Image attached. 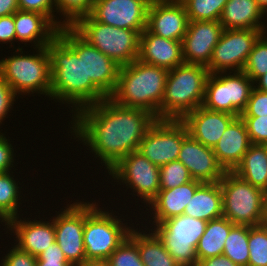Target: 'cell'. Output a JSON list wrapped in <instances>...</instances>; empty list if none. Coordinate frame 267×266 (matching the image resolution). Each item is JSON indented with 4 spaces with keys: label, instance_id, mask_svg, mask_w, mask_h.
Instances as JSON below:
<instances>
[{
    "label": "cell",
    "instance_id": "5b68a950",
    "mask_svg": "<svg viewBox=\"0 0 267 266\" xmlns=\"http://www.w3.org/2000/svg\"><path fill=\"white\" fill-rule=\"evenodd\" d=\"M36 54H25L18 46L13 55L0 60V76L19 97L34 93L49 97L51 93L50 57L46 47L34 48ZM16 52V53H15ZM15 53V54H14Z\"/></svg>",
    "mask_w": 267,
    "mask_h": 266
},
{
    "label": "cell",
    "instance_id": "8992f818",
    "mask_svg": "<svg viewBox=\"0 0 267 266\" xmlns=\"http://www.w3.org/2000/svg\"><path fill=\"white\" fill-rule=\"evenodd\" d=\"M99 206L96 200L85 201L83 241L87 261H106L132 228L122 215L118 217L113 210L109 212Z\"/></svg>",
    "mask_w": 267,
    "mask_h": 266
},
{
    "label": "cell",
    "instance_id": "ab89813d",
    "mask_svg": "<svg viewBox=\"0 0 267 266\" xmlns=\"http://www.w3.org/2000/svg\"><path fill=\"white\" fill-rule=\"evenodd\" d=\"M241 118L246 125L251 143L267 145V115Z\"/></svg>",
    "mask_w": 267,
    "mask_h": 266
},
{
    "label": "cell",
    "instance_id": "2e32d148",
    "mask_svg": "<svg viewBox=\"0 0 267 266\" xmlns=\"http://www.w3.org/2000/svg\"><path fill=\"white\" fill-rule=\"evenodd\" d=\"M189 18L180 0H153L147 12L146 29L159 37L182 41Z\"/></svg>",
    "mask_w": 267,
    "mask_h": 266
},
{
    "label": "cell",
    "instance_id": "44dd1931",
    "mask_svg": "<svg viewBox=\"0 0 267 266\" xmlns=\"http://www.w3.org/2000/svg\"><path fill=\"white\" fill-rule=\"evenodd\" d=\"M138 60L167 70L184 63L181 41L159 37L145 29L139 37Z\"/></svg>",
    "mask_w": 267,
    "mask_h": 266
},
{
    "label": "cell",
    "instance_id": "4dcf8cb0",
    "mask_svg": "<svg viewBox=\"0 0 267 266\" xmlns=\"http://www.w3.org/2000/svg\"><path fill=\"white\" fill-rule=\"evenodd\" d=\"M13 174V171L0 173V223L2 225H5L10 219L18 217L21 213L19 210L22 211L20 208L21 201H24L21 200L23 198L22 187L18 186Z\"/></svg>",
    "mask_w": 267,
    "mask_h": 266
},
{
    "label": "cell",
    "instance_id": "277c9868",
    "mask_svg": "<svg viewBox=\"0 0 267 266\" xmlns=\"http://www.w3.org/2000/svg\"><path fill=\"white\" fill-rule=\"evenodd\" d=\"M208 76L205 66L185 62L169 70L159 119L182 120L202 106Z\"/></svg>",
    "mask_w": 267,
    "mask_h": 266
},
{
    "label": "cell",
    "instance_id": "d590c367",
    "mask_svg": "<svg viewBox=\"0 0 267 266\" xmlns=\"http://www.w3.org/2000/svg\"><path fill=\"white\" fill-rule=\"evenodd\" d=\"M243 72L253 82L267 73V39L263 35L254 43Z\"/></svg>",
    "mask_w": 267,
    "mask_h": 266
},
{
    "label": "cell",
    "instance_id": "9a60e30c",
    "mask_svg": "<svg viewBox=\"0 0 267 266\" xmlns=\"http://www.w3.org/2000/svg\"><path fill=\"white\" fill-rule=\"evenodd\" d=\"M151 0H94L91 16L98 22L141 34Z\"/></svg>",
    "mask_w": 267,
    "mask_h": 266
},
{
    "label": "cell",
    "instance_id": "4316f807",
    "mask_svg": "<svg viewBox=\"0 0 267 266\" xmlns=\"http://www.w3.org/2000/svg\"><path fill=\"white\" fill-rule=\"evenodd\" d=\"M183 214L207 222L222 217L223 203L220 183H202L196 189Z\"/></svg>",
    "mask_w": 267,
    "mask_h": 266
},
{
    "label": "cell",
    "instance_id": "f5cc1de1",
    "mask_svg": "<svg viewBox=\"0 0 267 266\" xmlns=\"http://www.w3.org/2000/svg\"><path fill=\"white\" fill-rule=\"evenodd\" d=\"M82 266H110L106 261H87Z\"/></svg>",
    "mask_w": 267,
    "mask_h": 266
},
{
    "label": "cell",
    "instance_id": "ffe728a7",
    "mask_svg": "<svg viewBox=\"0 0 267 266\" xmlns=\"http://www.w3.org/2000/svg\"><path fill=\"white\" fill-rule=\"evenodd\" d=\"M235 118L236 116L230 113L211 111L200 106L188 113L182 121L194 139L213 148Z\"/></svg>",
    "mask_w": 267,
    "mask_h": 266
},
{
    "label": "cell",
    "instance_id": "603a6c76",
    "mask_svg": "<svg viewBox=\"0 0 267 266\" xmlns=\"http://www.w3.org/2000/svg\"><path fill=\"white\" fill-rule=\"evenodd\" d=\"M252 145L241 117H236L225 129L213 151L226 172H233Z\"/></svg>",
    "mask_w": 267,
    "mask_h": 266
},
{
    "label": "cell",
    "instance_id": "83f0119b",
    "mask_svg": "<svg viewBox=\"0 0 267 266\" xmlns=\"http://www.w3.org/2000/svg\"><path fill=\"white\" fill-rule=\"evenodd\" d=\"M145 227L147 229L144 228L145 231L143 229L141 231L140 226L138 229L132 225L128 235L137 245L140 259L144 266H181L168 253L163 242L156 233L146 225Z\"/></svg>",
    "mask_w": 267,
    "mask_h": 266
},
{
    "label": "cell",
    "instance_id": "f1b7e54d",
    "mask_svg": "<svg viewBox=\"0 0 267 266\" xmlns=\"http://www.w3.org/2000/svg\"><path fill=\"white\" fill-rule=\"evenodd\" d=\"M233 173L251 185L267 191V145L252 144Z\"/></svg>",
    "mask_w": 267,
    "mask_h": 266
},
{
    "label": "cell",
    "instance_id": "30bf717a",
    "mask_svg": "<svg viewBox=\"0 0 267 266\" xmlns=\"http://www.w3.org/2000/svg\"><path fill=\"white\" fill-rule=\"evenodd\" d=\"M253 88L254 82L243 71L209 74L202 106L240 117Z\"/></svg>",
    "mask_w": 267,
    "mask_h": 266
},
{
    "label": "cell",
    "instance_id": "11a10c76",
    "mask_svg": "<svg viewBox=\"0 0 267 266\" xmlns=\"http://www.w3.org/2000/svg\"><path fill=\"white\" fill-rule=\"evenodd\" d=\"M256 2L262 9L267 5V0H256Z\"/></svg>",
    "mask_w": 267,
    "mask_h": 266
},
{
    "label": "cell",
    "instance_id": "836d02e7",
    "mask_svg": "<svg viewBox=\"0 0 267 266\" xmlns=\"http://www.w3.org/2000/svg\"><path fill=\"white\" fill-rule=\"evenodd\" d=\"M57 14L63 16L62 27H72L79 19L89 16L94 0H55Z\"/></svg>",
    "mask_w": 267,
    "mask_h": 266
},
{
    "label": "cell",
    "instance_id": "c3c4849f",
    "mask_svg": "<svg viewBox=\"0 0 267 266\" xmlns=\"http://www.w3.org/2000/svg\"><path fill=\"white\" fill-rule=\"evenodd\" d=\"M18 10V0H0V17L14 14Z\"/></svg>",
    "mask_w": 267,
    "mask_h": 266
},
{
    "label": "cell",
    "instance_id": "e0dca14e",
    "mask_svg": "<svg viewBox=\"0 0 267 266\" xmlns=\"http://www.w3.org/2000/svg\"><path fill=\"white\" fill-rule=\"evenodd\" d=\"M223 30L220 21H189L181 41L184 62L207 67Z\"/></svg>",
    "mask_w": 267,
    "mask_h": 266
},
{
    "label": "cell",
    "instance_id": "d6986e66",
    "mask_svg": "<svg viewBox=\"0 0 267 266\" xmlns=\"http://www.w3.org/2000/svg\"><path fill=\"white\" fill-rule=\"evenodd\" d=\"M21 216L10 219L5 225V229L11 232L10 235H15L16 246L37 257L45 249H47L55 241V228L51 216V220L45 221L42 219L31 221L30 217L26 220ZM29 219V220H28ZM13 233V234H12Z\"/></svg>",
    "mask_w": 267,
    "mask_h": 266
},
{
    "label": "cell",
    "instance_id": "d4e9b609",
    "mask_svg": "<svg viewBox=\"0 0 267 266\" xmlns=\"http://www.w3.org/2000/svg\"><path fill=\"white\" fill-rule=\"evenodd\" d=\"M14 23L15 42L19 41L25 46L30 42L34 48L46 47L57 36L59 30L45 15L32 11H16Z\"/></svg>",
    "mask_w": 267,
    "mask_h": 266
},
{
    "label": "cell",
    "instance_id": "ee69618b",
    "mask_svg": "<svg viewBox=\"0 0 267 266\" xmlns=\"http://www.w3.org/2000/svg\"><path fill=\"white\" fill-rule=\"evenodd\" d=\"M14 149L10 139L6 138L5 133L0 131V173L12 171L16 159ZM15 160V161H14Z\"/></svg>",
    "mask_w": 267,
    "mask_h": 266
},
{
    "label": "cell",
    "instance_id": "9f6ffc18",
    "mask_svg": "<svg viewBox=\"0 0 267 266\" xmlns=\"http://www.w3.org/2000/svg\"><path fill=\"white\" fill-rule=\"evenodd\" d=\"M262 35L267 39V25L263 28Z\"/></svg>",
    "mask_w": 267,
    "mask_h": 266
},
{
    "label": "cell",
    "instance_id": "f6af8a7d",
    "mask_svg": "<svg viewBox=\"0 0 267 266\" xmlns=\"http://www.w3.org/2000/svg\"><path fill=\"white\" fill-rule=\"evenodd\" d=\"M15 40L16 33L14 14L0 17V43L8 44L9 42V45L12 48V45L15 43Z\"/></svg>",
    "mask_w": 267,
    "mask_h": 266
},
{
    "label": "cell",
    "instance_id": "4fadbf2b",
    "mask_svg": "<svg viewBox=\"0 0 267 266\" xmlns=\"http://www.w3.org/2000/svg\"><path fill=\"white\" fill-rule=\"evenodd\" d=\"M262 35L258 29H224L206 67L209 74L241 72L254 43Z\"/></svg>",
    "mask_w": 267,
    "mask_h": 266
},
{
    "label": "cell",
    "instance_id": "74e56055",
    "mask_svg": "<svg viewBox=\"0 0 267 266\" xmlns=\"http://www.w3.org/2000/svg\"><path fill=\"white\" fill-rule=\"evenodd\" d=\"M106 262L110 266H144L138 247L129 236L112 252Z\"/></svg>",
    "mask_w": 267,
    "mask_h": 266
},
{
    "label": "cell",
    "instance_id": "681fc988",
    "mask_svg": "<svg viewBox=\"0 0 267 266\" xmlns=\"http://www.w3.org/2000/svg\"><path fill=\"white\" fill-rule=\"evenodd\" d=\"M36 266H72L67 260H37Z\"/></svg>",
    "mask_w": 267,
    "mask_h": 266
},
{
    "label": "cell",
    "instance_id": "60d3db41",
    "mask_svg": "<svg viewBox=\"0 0 267 266\" xmlns=\"http://www.w3.org/2000/svg\"><path fill=\"white\" fill-rule=\"evenodd\" d=\"M267 115V92L253 88L245 109L240 117H258Z\"/></svg>",
    "mask_w": 267,
    "mask_h": 266
},
{
    "label": "cell",
    "instance_id": "db71d44e",
    "mask_svg": "<svg viewBox=\"0 0 267 266\" xmlns=\"http://www.w3.org/2000/svg\"><path fill=\"white\" fill-rule=\"evenodd\" d=\"M262 16H263V28L265 27V25H267V18L264 19V16L266 17L267 16V5L262 9ZM265 20V21H264ZM266 23V24H265Z\"/></svg>",
    "mask_w": 267,
    "mask_h": 266
},
{
    "label": "cell",
    "instance_id": "7dc6e473",
    "mask_svg": "<svg viewBox=\"0 0 267 266\" xmlns=\"http://www.w3.org/2000/svg\"><path fill=\"white\" fill-rule=\"evenodd\" d=\"M197 266H239L233 263L228 257L221 254L219 256L209 257L199 260Z\"/></svg>",
    "mask_w": 267,
    "mask_h": 266
},
{
    "label": "cell",
    "instance_id": "e575fe53",
    "mask_svg": "<svg viewBox=\"0 0 267 266\" xmlns=\"http://www.w3.org/2000/svg\"><path fill=\"white\" fill-rule=\"evenodd\" d=\"M248 266H267V227L249 226Z\"/></svg>",
    "mask_w": 267,
    "mask_h": 266
},
{
    "label": "cell",
    "instance_id": "b9f144b4",
    "mask_svg": "<svg viewBox=\"0 0 267 266\" xmlns=\"http://www.w3.org/2000/svg\"><path fill=\"white\" fill-rule=\"evenodd\" d=\"M9 249H11L9 251ZM1 259L0 266H36L37 257L19 249L15 244Z\"/></svg>",
    "mask_w": 267,
    "mask_h": 266
},
{
    "label": "cell",
    "instance_id": "ba28073f",
    "mask_svg": "<svg viewBox=\"0 0 267 266\" xmlns=\"http://www.w3.org/2000/svg\"><path fill=\"white\" fill-rule=\"evenodd\" d=\"M206 225L207 221L182 214L155 224L152 230L181 266H197L196 248Z\"/></svg>",
    "mask_w": 267,
    "mask_h": 266
},
{
    "label": "cell",
    "instance_id": "1f68e13d",
    "mask_svg": "<svg viewBox=\"0 0 267 266\" xmlns=\"http://www.w3.org/2000/svg\"><path fill=\"white\" fill-rule=\"evenodd\" d=\"M249 226L235 224L225 239L223 255L239 266H248Z\"/></svg>",
    "mask_w": 267,
    "mask_h": 266
},
{
    "label": "cell",
    "instance_id": "cb8c5ba5",
    "mask_svg": "<svg viewBox=\"0 0 267 266\" xmlns=\"http://www.w3.org/2000/svg\"><path fill=\"white\" fill-rule=\"evenodd\" d=\"M120 67L84 40L85 81H91L107 98L115 91Z\"/></svg>",
    "mask_w": 267,
    "mask_h": 266
},
{
    "label": "cell",
    "instance_id": "7a4b0ae2",
    "mask_svg": "<svg viewBox=\"0 0 267 266\" xmlns=\"http://www.w3.org/2000/svg\"><path fill=\"white\" fill-rule=\"evenodd\" d=\"M46 49L50 57V98L71 106V117L107 98L91 81H85L84 39L72 27L60 28Z\"/></svg>",
    "mask_w": 267,
    "mask_h": 266
},
{
    "label": "cell",
    "instance_id": "9c48e42d",
    "mask_svg": "<svg viewBox=\"0 0 267 266\" xmlns=\"http://www.w3.org/2000/svg\"><path fill=\"white\" fill-rule=\"evenodd\" d=\"M219 183L222 190L223 216L233 224L260 225L264 191L233 172H226Z\"/></svg>",
    "mask_w": 267,
    "mask_h": 266
},
{
    "label": "cell",
    "instance_id": "7c38bea8",
    "mask_svg": "<svg viewBox=\"0 0 267 266\" xmlns=\"http://www.w3.org/2000/svg\"><path fill=\"white\" fill-rule=\"evenodd\" d=\"M188 134L182 120L157 119L141 140L138 152L158 167L178 160V155Z\"/></svg>",
    "mask_w": 267,
    "mask_h": 266
},
{
    "label": "cell",
    "instance_id": "ac0fdd59",
    "mask_svg": "<svg viewBox=\"0 0 267 266\" xmlns=\"http://www.w3.org/2000/svg\"><path fill=\"white\" fill-rule=\"evenodd\" d=\"M178 160L189 170L194 180L203 183H217L226 173L213 148L198 142L189 133L184 137Z\"/></svg>",
    "mask_w": 267,
    "mask_h": 266
},
{
    "label": "cell",
    "instance_id": "f35d334b",
    "mask_svg": "<svg viewBox=\"0 0 267 266\" xmlns=\"http://www.w3.org/2000/svg\"><path fill=\"white\" fill-rule=\"evenodd\" d=\"M19 10L38 12L45 15L58 29L62 22L54 14L56 12L55 0H18ZM57 19V20H56Z\"/></svg>",
    "mask_w": 267,
    "mask_h": 266
},
{
    "label": "cell",
    "instance_id": "bcb514c9",
    "mask_svg": "<svg viewBox=\"0 0 267 266\" xmlns=\"http://www.w3.org/2000/svg\"><path fill=\"white\" fill-rule=\"evenodd\" d=\"M37 260H67L62 249L54 242L47 249H45L40 255L37 256Z\"/></svg>",
    "mask_w": 267,
    "mask_h": 266
},
{
    "label": "cell",
    "instance_id": "7402d4cb",
    "mask_svg": "<svg viewBox=\"0 0 267 266\" xmlns=\"http://www.w3.org/2000/svg\"><path fill=\"white\" fill-rule=\"evenodd\" d=\"M202 183L201 181L193 179L175 188L160 189L157 197L148 205L149 209L146 208V212L150 210V214H148L147 219H145L146 221H148L149 216L153 214L151 219L154 220H150L149 218V225L153 221L150 227L171 217L182 215L196 189Z\"/></svg>",
    "mask_w": 267,
    "mask_h": 266
},
{
    "label": "cell",
    "instance_id": "3957f363",
    "mask_svg": "<svg viewBox=\"0 0 267 266\" xmlns=\"http://www.w3.org/2000/svg\"><path fill=\"white\" fill-rule=\"evenodd\" d=\"M168 72L138 59L121 66L115 91L109 98L124 107L150 111L159 119Z\"/></svg>",
    "mask_w": 267,
    "mask_h": 266
},
{
    "label": "cell",
    "instance_id": "5bb4252c",
    "mask_svg": "<svg viewBox=\"0 0 267 266\" xmlns=\"http://www.w3.org/2000/svg\"><path fill=\"white\" fill-rule=\"evenodd\" d=\"M63 208L62 211H55L56 216H52L55 241L72 266H82L87 262L83 241L85 202L76 200Z\"/></svg>",
    "mask_w": 267,
    "mask_h": 266
},
{
    "label": "cell",
    "instance_id": "7bdbcfd3",
    "mask_svg": "<svg viewBox=\"0 0 267 266\" xmlns=\"http://www.w3.org/2000/svg\"><path fill=\"white\" fill-rule=\"evenodd\" d=\"M17 97V98H16ZM18 99L16 93L9 84L0 76V126L8 118V114L13 110L14 102ZM7 116V117H6ZM1 129V127H0Z\"/></svg>",
    "mask_w": 267,
    "mask_h": 266
},
{
    "label": "cell",
    "instance_id": "52a82bcc",
    "mask_svg": "<svg viewBox=\"0 0 267 266\" xmlns=\"http://www.w3.org/2000/svg\"><path fill=\"white\" fill-rule=\"evenodd\" d=\"M72 28L120 66L138 59L140 34L135 30L102 24L91 15L79 19Z\"/></svg>",
    "mask_w": 267,
    "mask_h": 266
},
{
    "label": "cell",
    "instance_id": "d6a6232c",
    "mask_svg": "<svg viewBox=\"0 0 267 266\" xmlns=\"http://www.w3.org/2000/svg\"><path fill=\"white\" fill-rule=\"evenodd\" d=\"M189 21H219L228 0H180Z\"/></svg>",
    "mask_w": 267,
    "mask_h": 266
},
{
    "label": "cell",
    "instance_id": "f546056e",
    "mask_svg": "<svg viewBox=\"0 0 267 266\" xmlns=\"http://www.w3.org/2000/svg\"><path fill=\"white\" fill-rule=\"evenodd\" d=\"M234 225L224 216L208 221L196 248L197 261L223 254L225 239Z\"/></svg>",
    "mask_w": 267,
    "mask_h": 266
},
{
    "label": "cell",
    "instance_id": "6da1fadb",
    "mask_svg": "<svg viewBox=\"0 0 267 266\" xmlns=\"http://www.w3.org/2000/svg\"><path fill=\"white\" fill-rule=\"evenodd\" d=\"M156 120L150 111L124 107L108 97L80 109L69 127L71 139L73 135V139L87 146L108 172L122 158L138 150Z\"/></svg>",
    "mask_w": 267,
    "mask_h": 266
},
{
    "label": "cell",
    "instance_id": "816d5d0a",
    "mask_svg": "<svg viewBox=\"0 0 267 266\" xmlns=\"http://www.w3.org/2000/svg\"><path fill=\"white\" fill-rule=\"evenodd\" d=\"M260 225L267 227V191L263 194L262 218Z\"/></svg>",
    "mask_w": 267,
    "mask_h": 266
},
{
    "label": "cell",
    "instance_id": "8d00e7d4",
    "mask_svg": "<svg viewBox=\"0 0 267 266\" xmlns=\"http://www.w3.org/2000/svg\"><path fill=\"white\" fill-rule=\"evenodd\" d=\"M160 189H171L193 180L189 170L179 161L175 160L159 167Z\"/></svg>",
    "mask_w": 267,
    "mask_h": 266
},
{
    "label": "cell",
    "instance_id": "f907efd6",
    "mask_svg": "<svg viewBox=\"0 0 267 266\" xmlns=\"http://www.w3.org/2000/svg\"><path fill=\"white\" fill-rule=\"evenodd\" d=\"M254 88L257 90H261L264 92H267V73L260 76L255 82H254Z\"/></svg>",
    "mask_w": 267,
    "mask_h": 266
},
{
    "label": "cell",
    "instance_id": "8fae6325",
    "mask_svg": "<svg viewBox=\"0 0 267 266\" xmlns=\"http://www.w3.org/2000/svg\"><path fill=\"white\" fill-rule=\"evenodd\" d=\"M107 173L119 185L123 184L124 187L125 184L126 190L130 188L132 195L140 197L142 203L146 204L145 208L157 197L160 190L159 167L138 151L122 158Z\"/></svg>",
    "mask_w": 267,
    "mask_h": 266
},
{
    "label": "cell",
    "instance_id": "484cf974",
    "mask_svg": "<svg viewBox=\"0 0 267 266\" xmlns=\"http://www.w3.org/2000/svg\"><path fill=\"white\" fill-rule=\"evenodd\" d=\"M262 8L256 0H228L220 23L223 29L263 30Z\"/></svg>",
    "mask_w": 267,
    "mask_h": 266
}]
</instances>
